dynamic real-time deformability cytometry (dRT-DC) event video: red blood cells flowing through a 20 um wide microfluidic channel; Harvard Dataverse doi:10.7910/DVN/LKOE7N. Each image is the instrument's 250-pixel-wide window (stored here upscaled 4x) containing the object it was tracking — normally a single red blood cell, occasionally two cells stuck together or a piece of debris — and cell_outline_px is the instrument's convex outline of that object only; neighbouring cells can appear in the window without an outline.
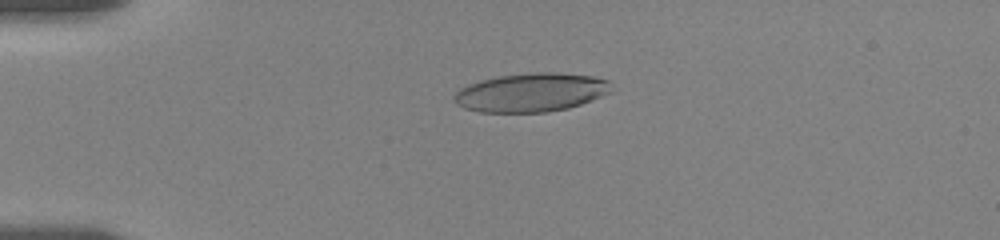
{"species": "human", "species_latin": "Homo sapiens", "temperature_condition": "room temperature", "stored_images_in_passage": 57, "camera_frame_rate_fps": 3000, "um_per_image_px": 0.085, "donor": {"sex": "female"}, "frame": {"image": 1, "passage_image": 14, "time_ms": 4.333, "image_size_px": [1000, 240], "cell_outline_px": [[612, 92], [592, 100], [568, 108], [548, 112], [480, 112], [464, 108], [456, 104], [452, 96], [460, 88], [484, 80], [500, 76], [540, 72], [552, 72], [592, 76], [608, 80]], "centroid_in_image_um": [45.16, 7.87], "position_along_channel_um": 39.8, "area_um2": 35.14}}
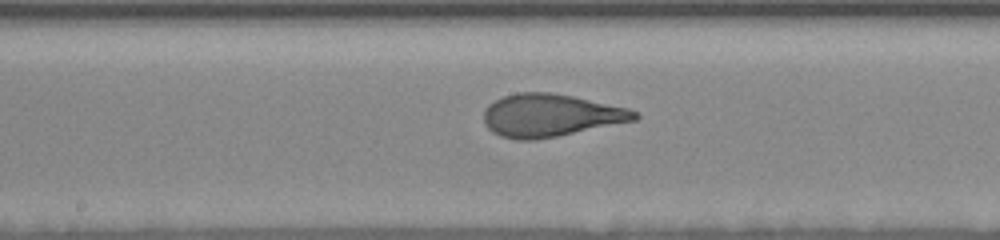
{"frame": {"image": 2, "passage_image": 31, "time_ms": 10.0, "image_size_px": [1000, 240], "cell_outline_px": [[640, 116], [636, 120], [556, 136], [532, 140], [516, 140], [500, 136], [492, 132], [484, 124], [484, 108], [488, 104], [504, 96], [516, 92], [548, 92], [572, 96], [628, 108], [636, 112]], "centroid_in_image_um": [46.75, 9.8], "position_along_channel_um": 201.5, "area_um2": 37.34}}
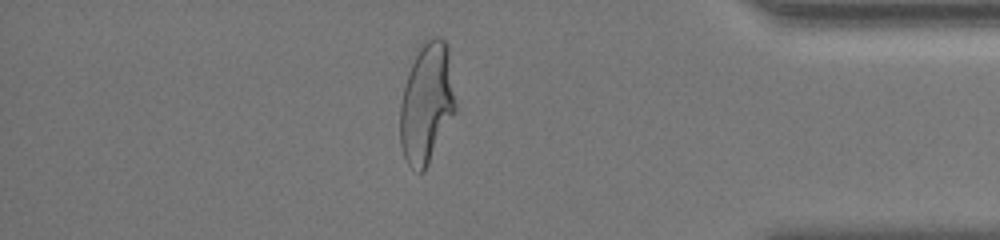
{"frame": {"image": 3, "passage_image": 50, "time_ms": 16.333, "image_size_px": [1000, 240], "cell_outline_px": [[456, 112], [424, 172], [420, 172], [408, 164], [404, 156], [400, 144], [400, 104], [404, 88], [412, 64], [424, 40], [432, 36], [440, 36], [444, 40], [448, 48], [456, 100]], "centroid_in_image_um": [36.29, 8.78], "position_along_channel_um": 398.9, "area_um2": 38.73}, "authors_computed_cell_mechanics": {"area_um2": 37.281, "velocity_mm_per_s": 3.5192, "shape_relaxation_time_tau1_ms": 4.5385, "shape_relaxation_time_tau2_ms": null, "deformation_change_tau1": 0.2093, "deformation_change_tau2": null}}